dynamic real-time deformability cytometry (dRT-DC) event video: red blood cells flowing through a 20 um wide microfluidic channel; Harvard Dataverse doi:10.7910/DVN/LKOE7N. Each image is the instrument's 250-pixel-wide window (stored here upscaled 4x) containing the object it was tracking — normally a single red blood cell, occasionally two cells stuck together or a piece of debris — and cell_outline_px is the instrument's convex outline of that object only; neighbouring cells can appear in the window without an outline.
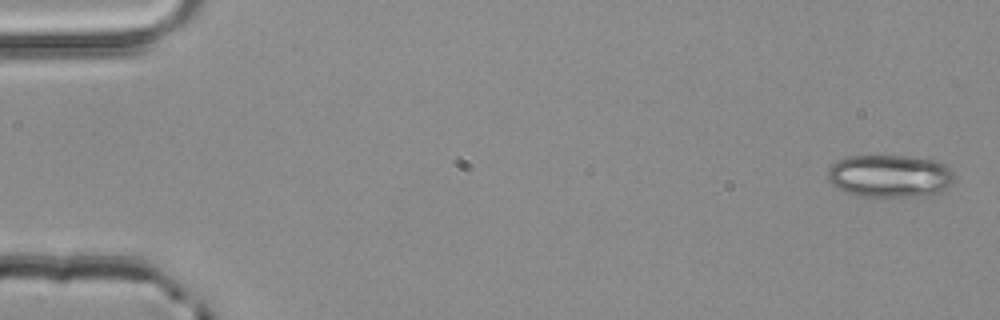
{"species": "common noctule bat (a hibernating species)", "species_latin": "Nyctalus noctula", "temperature_condition": "room temperature", "stored_images_in_passage": 3, "camera_frame_rate_fps": 3000, "um_per_image_px": 0.085, "animal": {"sex": "male", "body_mass_g": 20.4}, "frame": {"image": 1, "passage_image": 1, "time_ms": 0.0, "image_size_px": [1000, 320], "cell_outline_px": [[952, 184], [940, 192], [920, 196], [860, 196], [844, 192], [832, 184], [828, 180], [828, 168], [832, 164], [848, 156], [904, 156], [936, 160], [944, 164], [952, 172]], "centroid_in_image_um": [75.61, 14.96], "position_along_channel_um": 9.4, "area_um2": 31.27}}